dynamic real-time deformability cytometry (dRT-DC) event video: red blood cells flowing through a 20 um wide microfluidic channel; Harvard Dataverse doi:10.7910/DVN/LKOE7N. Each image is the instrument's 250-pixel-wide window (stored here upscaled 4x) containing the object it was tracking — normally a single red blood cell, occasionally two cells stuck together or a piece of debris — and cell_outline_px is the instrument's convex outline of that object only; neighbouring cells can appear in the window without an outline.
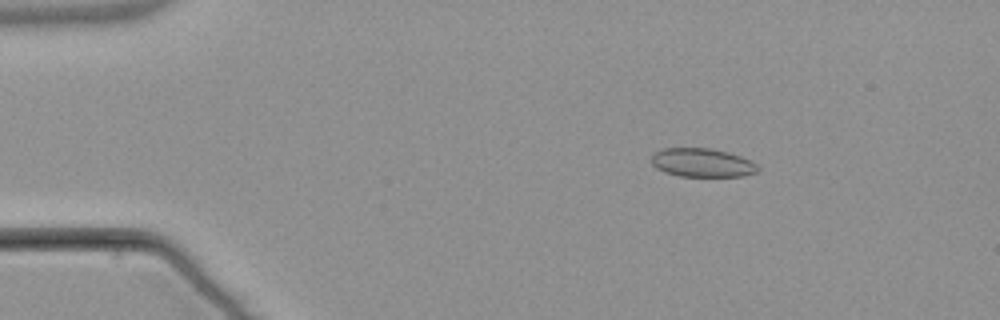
{"species": "common noctule bat (a hibernating species)", "species_latin": "Nyctalus noctula", "temperature_condition": "warm", "stored_images_in_passage": 5, "camera_frame_rate_fps": 3000, "um_per_image_px": 0.085, "animal": {"sex": "male", "body_mass_g": 21.5, "forearm_length_mm": 52.0}, "frame": {"image": 1, "passage_image": 3, "time_ms": 2.333, "image_size_px": [1000, 320], "cell_outline_px": [[760, 168], [756, 172], [744, 176], [680, 176], [664, 172], [656, 168], [652, 164], [652, 152], [664, 148], [712, 148], [728, 152], [752, 160]], "centroid_in_image_um": [59.68, 13.82], "position_along_channel_um": 25.3, "area_um2": 17.92}}